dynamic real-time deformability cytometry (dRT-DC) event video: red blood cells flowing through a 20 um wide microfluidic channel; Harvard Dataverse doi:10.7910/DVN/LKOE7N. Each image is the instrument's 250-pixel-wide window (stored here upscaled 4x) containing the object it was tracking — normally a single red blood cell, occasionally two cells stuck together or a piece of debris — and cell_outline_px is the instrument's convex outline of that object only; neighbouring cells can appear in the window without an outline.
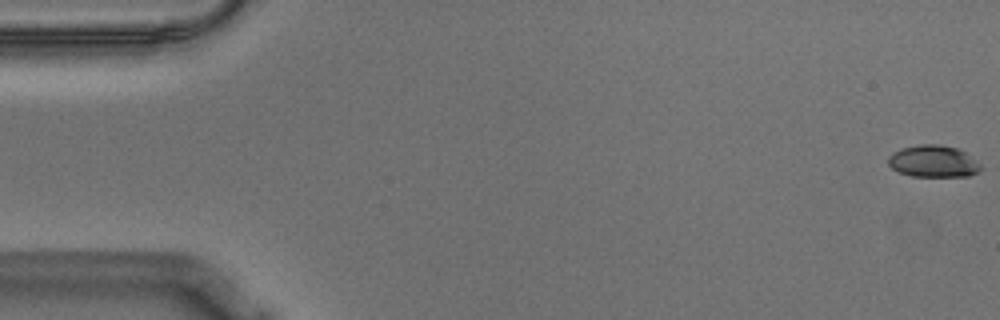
{"species": "Egyptian fruit bat (a non-hibernating species)", "species_latin": "Rousettus aegyptiacus", "temperature_condition": "warm", "stored_images_in_passage": 57, "camera_frame_rate_fps": 3000, "um_per_image_px": 0.085, "animal": {"sex": "male"}, "frame": {"image": 1, "passage_image": 1, "time_ms": 0.0, "image_size_px": [1000, 320], "cell_outline_px": [[984, 168], [968, 176], [912, 176], [900, 172], [892, 168], [888, 164], [888, 156], [892, 152], [900, 148], [920, 144], [940, 144], [960, 148], [980, 164]], "centroid_in_image_um": [79.32, 13.69], "position_along_channel_um": 5.7, "area_um2": 17.34}}
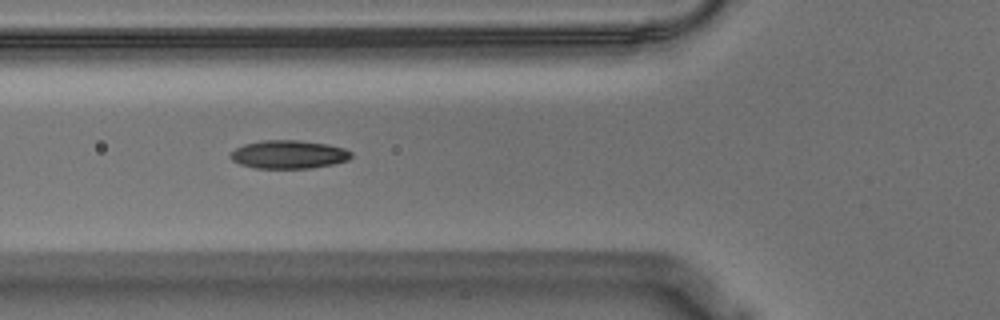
{"frame": {"image": 2, "passage_image": 21, "time_ms": 6.667, "image_size_px": [1000, 320], "cell_outline_px": [[352, 156], [348, 160], [332, 164], [312, 168], [252, 168], [240, 164], [232, 160], [228, 156], [236, 148], [244, 144], [260, 140], [300, 140], [328, 144], [344, 148], [352, 152]], "centroid_in_image_um": [24.53, 13.12], "position_along_channel_um": 101.3, "area_um2": 20.06}}
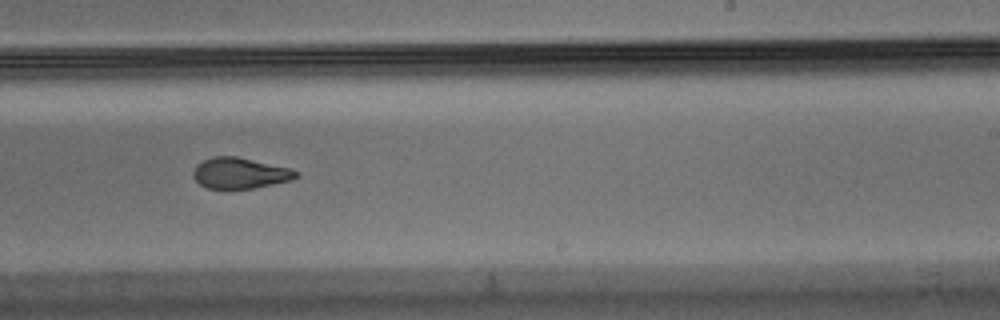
{"frame": {"image": 3, "passage_image": 35, "time_ms": 11.333, "image_size_px": [1000, 320], "cell_outline_px": [[300, 176], [292, 180], [252, 188], [208, 188], [200, 184], [192, 176], [192, 172], [196, 164], [212, 156], [236, 156], [292, 168], [300, 172]], "centroid_in_image_um": [20.42, 14.7], "position_along_channel_um": 268.6, "area_um2": 18.61}, "authors_computed_cell_mechanics": {"area_um2": 19.1318, "velocity_mm_per_s": 3.5809, "shape_relaxation_time_tau1_ms": null, "shape_relaxation_time_tau2_ms": 2.0409, "deformation_change_tau1": null, "deformation_change_tau2": 0.0857}}